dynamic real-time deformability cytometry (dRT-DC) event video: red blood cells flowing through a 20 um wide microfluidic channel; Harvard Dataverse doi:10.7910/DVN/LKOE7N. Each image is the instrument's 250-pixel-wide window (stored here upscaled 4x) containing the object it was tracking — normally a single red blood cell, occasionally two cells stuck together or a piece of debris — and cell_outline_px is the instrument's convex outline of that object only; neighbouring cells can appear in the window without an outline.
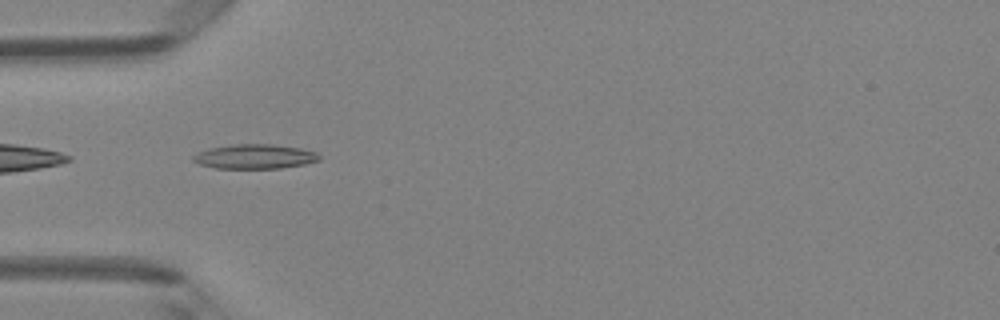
{"species": "Egyptian fruit bat (a non-hibernating species)", "species_latin": "Rousettus aegyptiacus", "temperature_condition": "room temperature", "stored_images_in_passage": 34, "camera_frame_rate_fps": 3000, "um_per_image_px": 0.085, "animal": {"sex": "female"}, "frame": {"image": 1, "passage_image": 1, "time_ms": 0.0, "image_size_px": [1000, 320], "cell_outline_px": [[320, 160], [304, 164], [280, 168], [216, 168], [200, 164], [192, 160], [192, 156], [208, 148], [232, 144], [272, 144], [300, 148], [316, 152], [320, 156]], "centroid_in_image_um": [21.65, 13.3], "position_along_channel_um": 63.3, "area_um2": 17.92}}
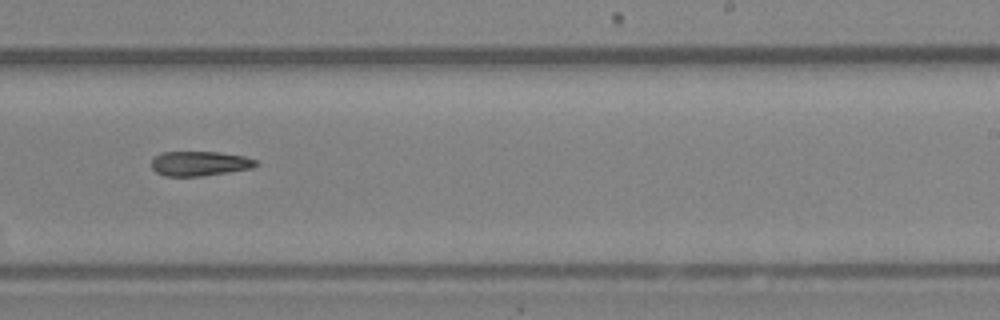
{"frame": {"image": 2, "passage_image": 16, "time_ms": 5.0, "image_size_px": [1000, 320], "cell_outline_px": [[260, 164], [252, 168], [228, 172], [200, 176], [164, 176], [156, 172], [152, 168], [152, 160], [160, 152], [220, 152], [244, 156], [256, 160]], "centroid_in_image_um": [16.98, 13.9], "position_along_channel_um": 272.0, "area_um2": 15.03}}
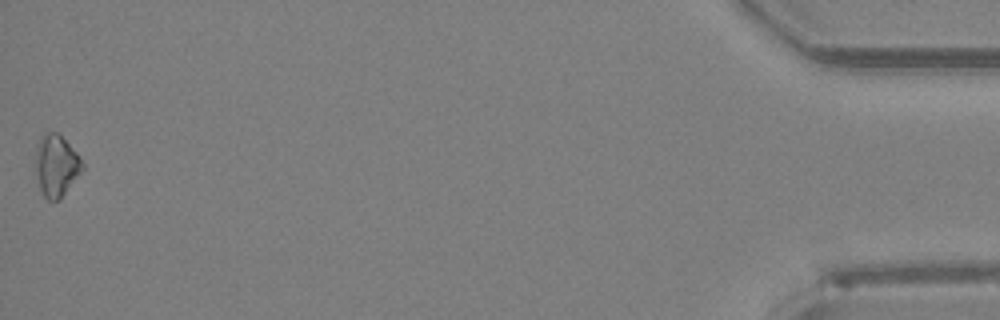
{"frame": {"image": 3, "passage_image": 34, "time_ms": 11.0, "image_size_px": [1000, 320], "cell_outline_px": [[84, 168], [60, 200], [48, 200], [44, 196], [40, 188], [36, 176], [36, 144], [40, 136], [44, 132], [60, 132], [80, 156], [84, 164]], "centroid_in_image_um": [4.79, 14.03], "position_along_channel_um": 430.4, "area_um2": 17.17}}